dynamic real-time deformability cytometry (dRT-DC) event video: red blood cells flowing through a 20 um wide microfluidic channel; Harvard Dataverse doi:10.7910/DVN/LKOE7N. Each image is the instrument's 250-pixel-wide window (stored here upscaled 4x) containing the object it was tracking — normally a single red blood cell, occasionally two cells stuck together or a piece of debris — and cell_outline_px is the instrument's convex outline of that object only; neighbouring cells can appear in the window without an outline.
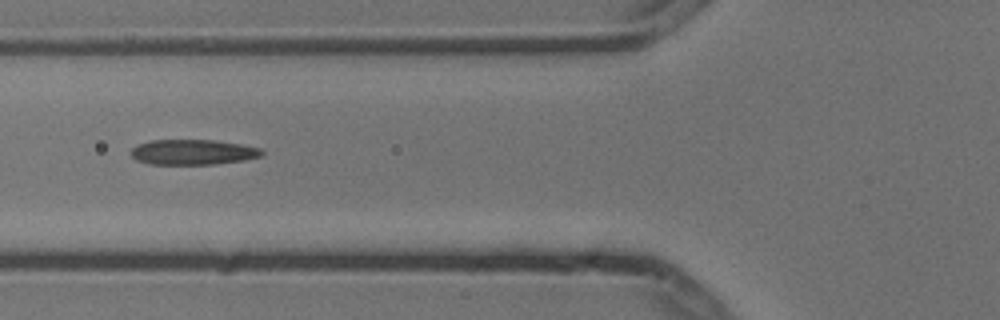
{"species": "common noctule bat (a hibernating species)", "species_latin": "Nyctalus noctula", "temperature_condition": "cold", "stored_images_in_passage": 5, "segment_of_instrument_passage": [2, 2], "camera_frame_rate_fps": 3000, "um_per_image_px": 0.085, "animal": {"sex": "male", "body_mass_g": 13.3}, "frame": {"image": 1, "passage_image": 4, "time_ms": 1.0, "image_size_px": [1000, 320], "cell_outline_px": [[264, 152], [260, 156], [244, 160], [212, 164], [148, 164], [136, 160], [132, 156], [132, 148], [136, 144], [148, 140], [216, 140], [240, 144], [260, 148]], "centroid_in_image_um": [16.36, 12.92], "position_along_channel_um": 109.4, "area_um2": 19.25}}
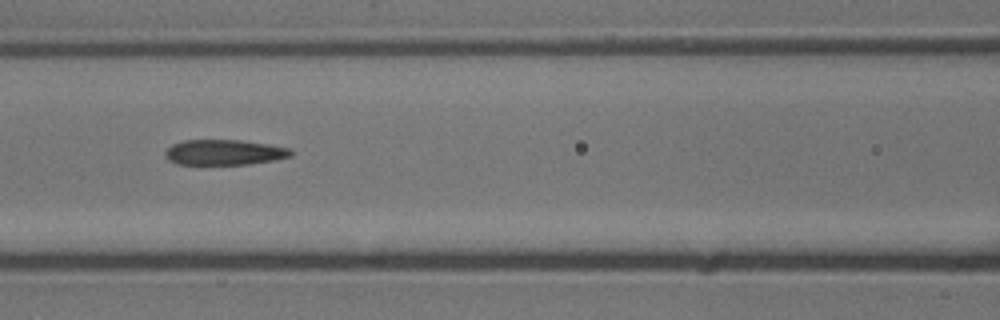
{"frame": {"image": 2, "passage_image": 5, "time_ms": 1.333, "image_size_px": [1000, 320], "cell_outline_px": [[292, 156], [276, 160], [248, 164], [176, 164], [168, 160], [164, 156], [164, 152], [172, 144], [184, 140], [240, 140], [268, 144], [288, 148], [292, 152]], "centroid_in_image_um": [19.04, 12.95], "position_along_channel_um": 147.6, "area_um2": 18.61}}